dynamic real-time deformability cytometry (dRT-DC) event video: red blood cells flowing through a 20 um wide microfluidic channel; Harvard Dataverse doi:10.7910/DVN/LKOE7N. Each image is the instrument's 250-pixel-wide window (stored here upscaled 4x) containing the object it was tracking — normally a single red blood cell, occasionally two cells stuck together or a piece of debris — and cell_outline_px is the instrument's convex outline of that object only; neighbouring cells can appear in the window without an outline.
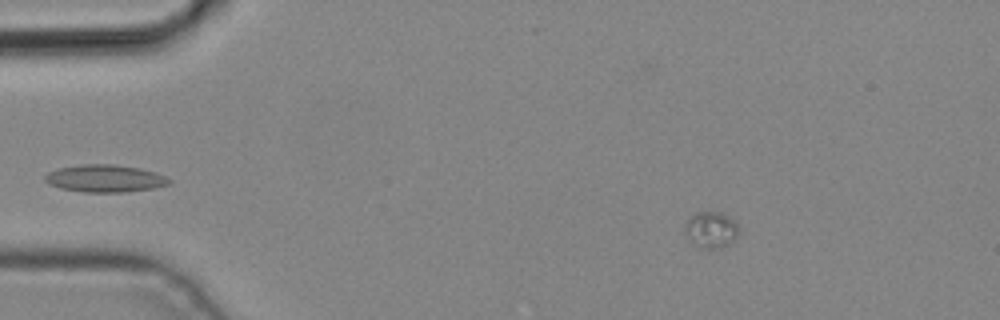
{"species": "common noctule bat (a hibernating species)", "species_latin": "Nyctalus noctula", "temperature_condition": "cold", "stored_images_in_passage": 3, "camera_frame_rate_fps": 3000, "um_per_image_px": 0.085, "animal": {"sex": "male", "body_mass_g": 19.2, "forearm_length_mm": 51.8}, "frame": {"image": 1, "passage_image": 2, "time_ms": 0.333, "image_size_px": [1000, 320], "cell_outline_px": [[740, 232], [736, 240], [720, 248], [704, 248], [688, 240], [684, 232], [684, 228], [688, 216], [696, 212], [724, 212], [740, 228]], "centroid_in_image_um": [60.44, 19.51], "position_along_channel_um": 24.6, "area_um2": 11.62}}